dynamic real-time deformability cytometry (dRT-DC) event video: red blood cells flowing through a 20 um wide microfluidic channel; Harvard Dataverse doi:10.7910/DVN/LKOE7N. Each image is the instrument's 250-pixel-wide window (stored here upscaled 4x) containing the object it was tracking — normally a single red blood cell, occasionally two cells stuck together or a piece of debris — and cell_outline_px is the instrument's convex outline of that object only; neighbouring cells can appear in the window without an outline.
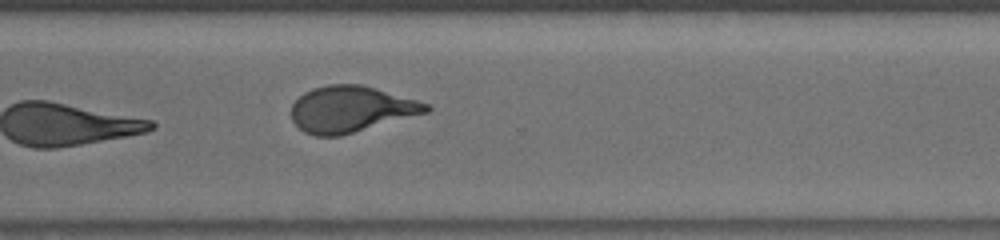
{"species": "human", "species_latin": "Homo sapiens", "temperature_condition": "room temperature", "stored_images_in_passage": 30, "camera_frame_rate_fps": 3000, "um_per_image_px": 0.085, "donor": {"sex": "male"}, "frame": {"image": 1, "passage_image": 30, "time_ms": 15.333, "image_size_px": [1000, 240], "cell_outline_px": [[432, 108], [428, 112], [340, 136], [316, 136], [304, 132], [292, 120], [292, 104], [304, 92], [312, 88], [328, 84], [360, 84], [376, 88], [432, 104]], "centroid_in_image_um": [29.85, 9.27], "position_along_channel_um": 340.8, "area_um2": 36.3}}